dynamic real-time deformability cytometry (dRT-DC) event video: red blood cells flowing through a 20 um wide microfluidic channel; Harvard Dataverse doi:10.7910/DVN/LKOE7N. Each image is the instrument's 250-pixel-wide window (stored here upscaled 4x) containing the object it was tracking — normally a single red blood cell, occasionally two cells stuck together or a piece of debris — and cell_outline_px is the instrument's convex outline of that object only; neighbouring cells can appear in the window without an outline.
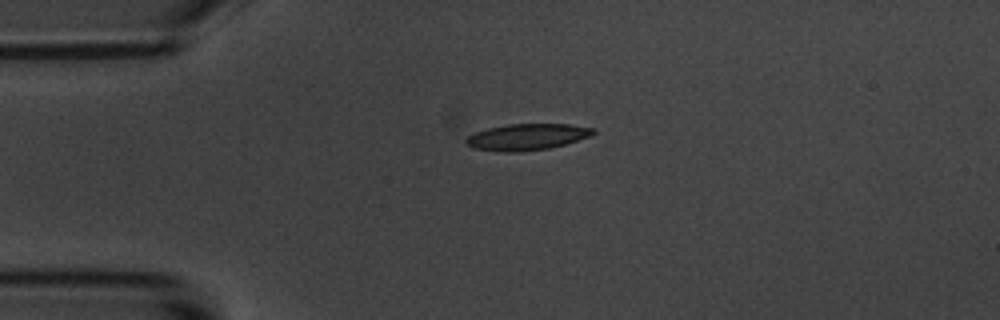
{"species": "common noctule bat (a hibernating species)", "species_latin": "Nyctalus noctula", "temperature_condition": "room temperature", "stored_images_in_passage": 44, "camera_frame_rate_fps": 3000, "um_per_image_px": 0.085, "animal": {"sex": "male", "body_mass_g": 20.1, "forearm_length_mm": 53.5}, "frame": {"image": 1, "passage_image": 1, "time_ms": 0.0, "image_size_px": [1000, 320], "cell_outline_px": [[596, 132], [592, 136], [564, 144], [548, 148], [516, 152], [508, 152], [476, 148], [464, 144], [464, 140], [468, 136], [476, 132], [488, 128], [508, 124], [568, 124], [596, 128]], "centroid_in_image_um": [44.82, 11.63], "position_along_channel_um": 40.2, "area_um2": 19.42}}
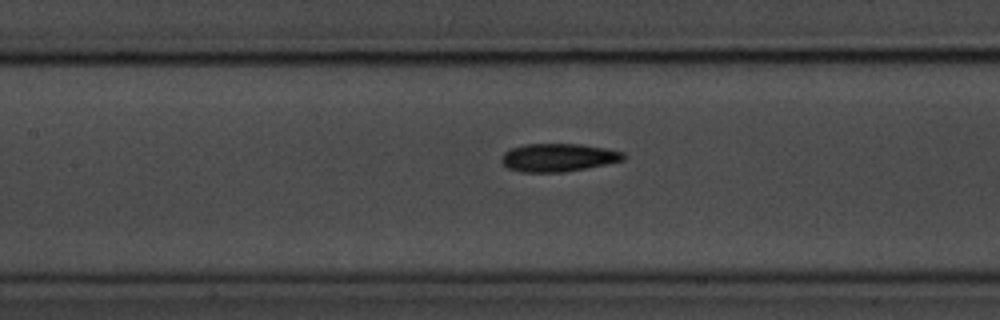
{"frame": {"image": 2, "passage_image": 13, "time_ms": 4.0, "image_size_px": [1000, 320], "cell_outline_px": [[628, 156], [624, 160], [588, 168], [564, 172], [520, 172], [508, 168], [500, 160], [500, 156], [504, 152], [512, 148], [524, 144], [580, 144], [604, 148], [624, 152]], "centroid_in_image_um": [47.46, 13.39], "position_along_channel_um": 159.9, "area_um2": 20.11}}
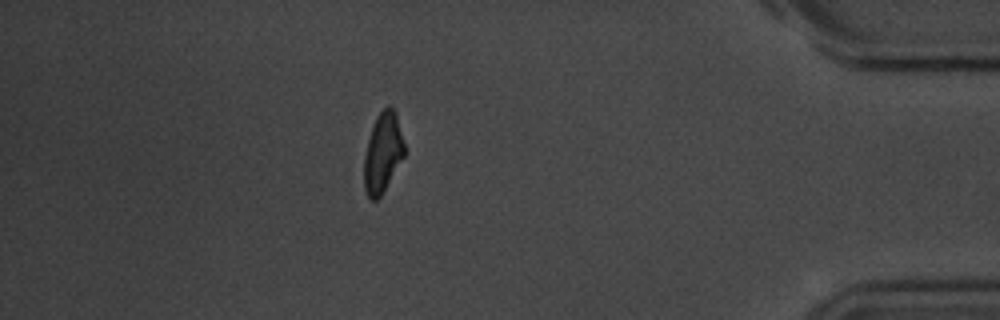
{"frame": {"image": 3, "passage_image": 37, "time_ms": 12.0, "image_size_px": [1000, 320], "cell_outline_px": [[404, 156], [380, 196], [376, 200], [368, 200], [364, 188], [364, 156], [368, 140], [376, 116], [388, 104], [396, 112], [404, 144]], "centroid_in_image_um": [32.52, 12.98], "position_along_channel_um": 402.7, "area_um2": 18.55}, "authors_computed_cell_mechanics": {"area_um2": 19.4208, "velocity_mm_per_s": 3.5841, "shape_relaxation_time_tau1_ms": 4.0405, "shape_relaxation_time_tau2_ms": 3.6247, "deformation_change_tau1": 0.1474, "deformation_change_tau2": 0.1134}}